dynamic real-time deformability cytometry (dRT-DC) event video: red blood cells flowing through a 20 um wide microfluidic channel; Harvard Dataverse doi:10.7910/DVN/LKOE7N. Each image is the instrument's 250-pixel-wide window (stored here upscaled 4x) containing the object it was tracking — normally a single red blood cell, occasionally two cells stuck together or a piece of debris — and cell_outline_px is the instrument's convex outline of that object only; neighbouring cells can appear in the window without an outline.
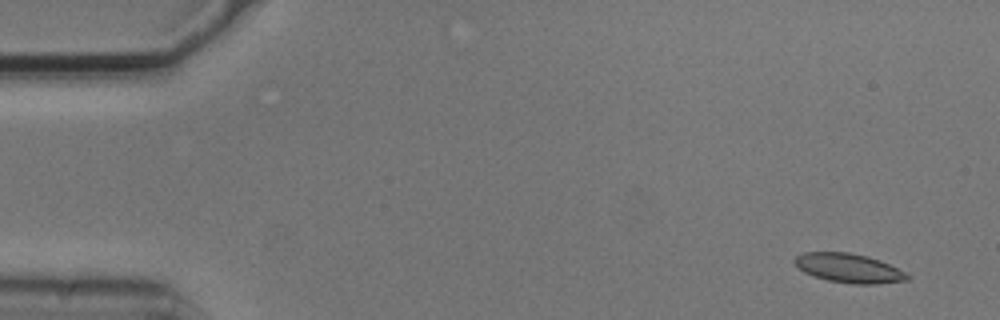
{"species": "common noctule bat (a hibernating species)", "species_latin": "Nyctalus noctula", "temperature_condition": "cold", "stored_images_in_passage": 5, "camera_frame_rate_fps": 3000, "um_per_image_px": 0.085, "animal": {"sex": "male", "body_mass_g": 20.5, "forearm_length_mm": 52.5}, "frame": {"image": 1, "passage_image": 1, "time_ms": 0.0, "image_size_px": [1000, 320], "cell_outline_px": [[912, 276], [908, 280], [876, 284], [856, 284], [828, 280], [804, 272], [792, 260], [796, 256], [804, 252], [848, 252], [868, 256], [880, 260]], "centroid_in_image_um": [72.16, 22.78], "position_along_channel_um": 12.8, "area_um2": 18.96}}
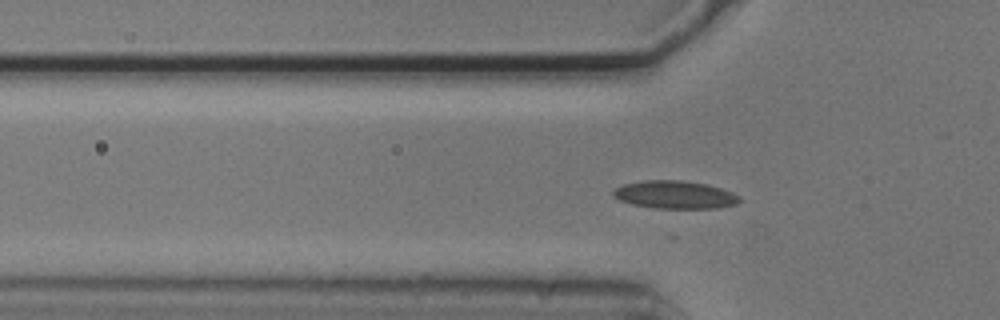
{"frame": {"image": 2, "passage_image": 5, "time_ms": 1.333, "image_size_px": [1000, 320], "cell_outline_px": [[740, 200], [736, 204], [716, 208], [656, 208], [632, 204], [620, 200], [612, 196], [612, 192], [616, 188], [624, 184], [644, 180], [680, 180], [708, 184], [732, 192], [740, 196]], "centroid_in_image_um": [57.36, 16.55], "position_along_channel_um": 68.4, "area_um2": 20.46}}